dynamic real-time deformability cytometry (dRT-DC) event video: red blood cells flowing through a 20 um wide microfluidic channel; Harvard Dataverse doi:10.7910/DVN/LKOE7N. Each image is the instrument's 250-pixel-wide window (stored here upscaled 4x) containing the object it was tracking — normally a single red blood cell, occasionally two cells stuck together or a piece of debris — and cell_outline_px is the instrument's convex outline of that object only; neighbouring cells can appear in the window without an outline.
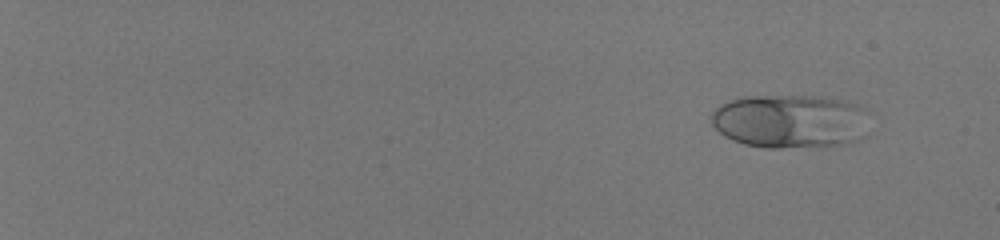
{"species": "human", "species_latin": "Homo sapiens", "temperature_condition": "room temperature", "stored_images_in_passage": 58, "camera_frame_rate_fps": 3000, "um_per_image_px": 0.085, "donor": {"sex": "male"}, "frame": {"image": 1, "passage_image": 7, "time_ms": 2.0, "image_size_px": [1000, 240], "cell_outline_px": [[872, 132], [868, 136], [860, 140], [844, 144], [780, 148], [764, 148], [744, 144], [732, 140], [724, 136], [712, 124], [712, 112], [720, 104], [728, 100], [748, 96], [824, 96], [848, 100], [864, 108]], "centroid_in_image_um": [67.25, 10.3], "position_along_channel_um": 17.7, "area_um2": 50.58}}
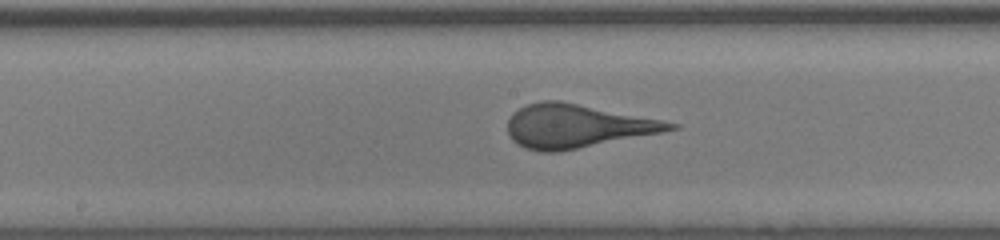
{"frame": {"image": 2, "passage_image": 37, "time_ms": 12.0, "image_size_px": [1000, 240], "cell_outline_px": [[680, 128], [560, 152], [540, 152], [524, 148], [516, 144], [512, 140], [508, 132], [508, 120], [512, 112], [528, 104], [540, 100], [560, 100], [680, 124]], "centroid_in_image_um": [48.96, 10.72], "position_along_channel_um": 199.2, "area_um2": 40.92}}
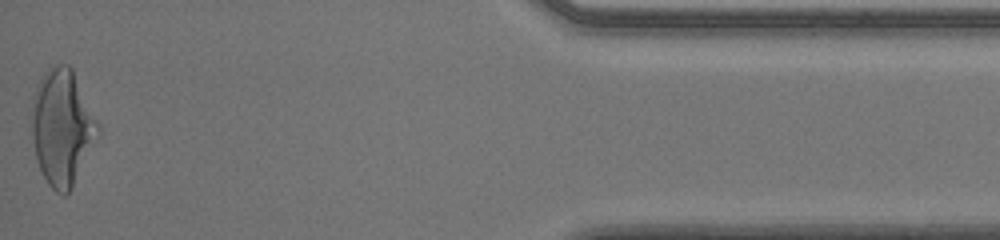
{"frame": {"image": 3, "passage_image": 58, "time_ms": 19.0, "image_size_px": [1000, 240], "cell_outline_px": [[100, 132], [72, 188], [64, 196], [56, 192], [48, 184], [36, 160], [32, 140], [32, 96], [44, 72], [48, 68], [56, 64], [68, 64], [72, 68], [100, 124]], "centroid_in_image_um": [5.29, 10.81], "position_along_channel_um": 429.9, "area_um2": 44.8}}